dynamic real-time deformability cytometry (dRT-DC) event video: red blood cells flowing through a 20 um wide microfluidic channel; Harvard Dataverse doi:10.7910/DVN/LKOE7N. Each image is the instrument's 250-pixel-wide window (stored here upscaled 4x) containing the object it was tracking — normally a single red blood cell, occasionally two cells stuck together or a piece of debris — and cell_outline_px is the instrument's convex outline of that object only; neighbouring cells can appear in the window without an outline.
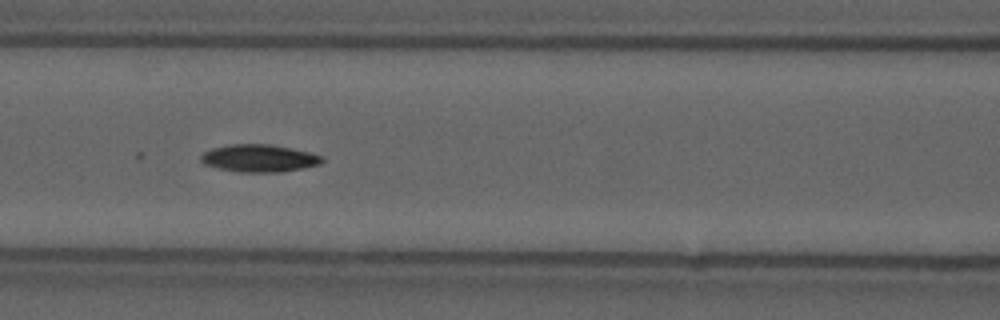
{"species": "common noctule bat (a hibernating species)", "species_latin": "Nyctalus noctula", "temperature_condition": "cold", "stored_images_in_passage": 39, "camera_frame_rate_fps": 3000, "um_per_image_px": 0.085, "animal": {"sex": "male", "forearm_length_mm": 52.5}, "frame": {"image": 1, "passage_image": 8, "time_ms": 2.333, "image_size_px": [1000, 320], "cell_outline_px": [[324, 160], [320, 164], [280, 172], [236, 172], [216, 168], [204, 164], [200, 160], [200, 156], [204, 152], [212, 148], [228, 144], [268, 144], [308, 152], [324, 156]], "centroid_in_image_um": [21.98, 13.45], "position_along_channel_um": 144.6, "area_um2": 19.36}}
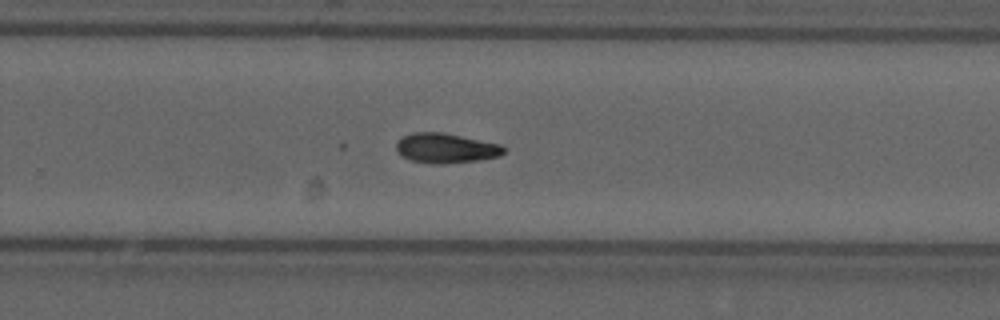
{"frame": {"image": 2, "passage_image": 20, "time_ms": 6.333, "image_size_px": [1000, 320], "cell_outline_px": [[508, 148], [500, 156], [480, 160], [412, 160], [404, 156], [396, 148], [396, 140], [412, 132], [444, 132], [500, 144]], "centroid_in_image_um": [37.95, 12.51], "position_along_channel_um": 291.8, "area_um2": 17.63}}